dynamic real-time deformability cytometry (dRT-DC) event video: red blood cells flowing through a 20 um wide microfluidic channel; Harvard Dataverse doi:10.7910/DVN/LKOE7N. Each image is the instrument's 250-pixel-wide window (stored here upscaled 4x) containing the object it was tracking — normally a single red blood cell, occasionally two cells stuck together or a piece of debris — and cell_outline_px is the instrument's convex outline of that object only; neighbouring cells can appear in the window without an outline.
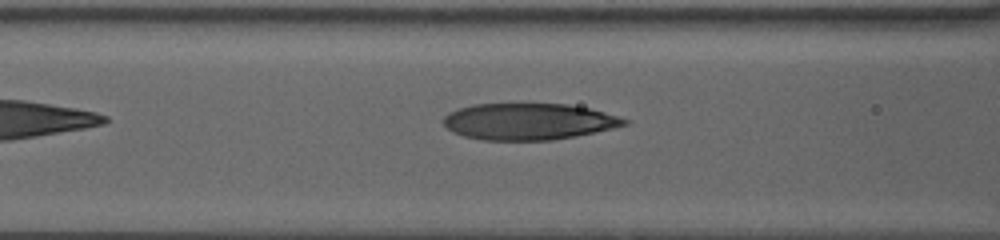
{"species": "human", "species_latin": "Homo sapiens", "temperature_condition": "warm", "stored_images_in_passage": 5, "segment_of_instrument_passage": [2, 2], "camera_frame_rate_fps": 3000, "um_per_image_px": 0.085, "donor": {"sex": "female"}, "frame": {"image": 1, "passage_image": 5, "time_ms": 4.0, "image_size_px": [1000, 240], "cell_outline_px": [[628, 124], [612, 128], [552, 140], [480, 140], [464, 136], [452, 132], [444, 124], [444, 116], [448, 112], [472, 104], [568, 104], [588, 108], [604, 112], [628, 120]], "centroid_in_image_um": [44.87, 10.33], "position_along_channel_um": 121.7, "area_um2": 38.15}}